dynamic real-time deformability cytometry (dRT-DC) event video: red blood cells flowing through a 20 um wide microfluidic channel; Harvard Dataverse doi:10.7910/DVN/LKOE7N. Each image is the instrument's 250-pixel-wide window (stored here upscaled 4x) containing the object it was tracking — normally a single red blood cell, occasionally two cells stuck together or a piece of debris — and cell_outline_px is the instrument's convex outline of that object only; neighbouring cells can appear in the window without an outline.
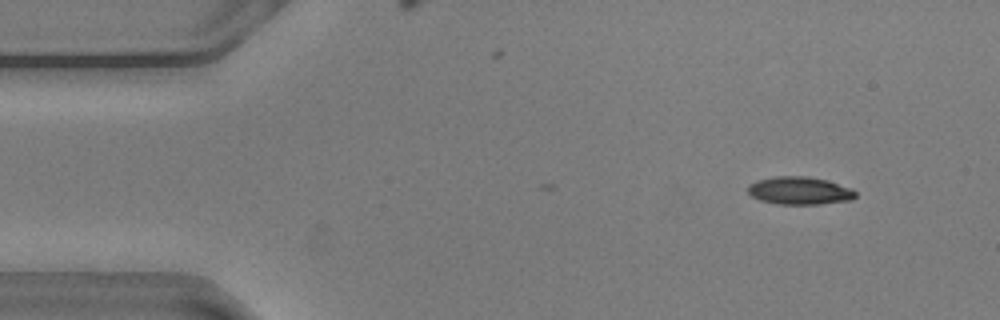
{"species": "common noctule bat (a hibernating species)", "species_latin": "Nyctalus noctula", "temperature_condition": "warm", "stored_images_in_passage": 3, "camera_frame_rate_fps": 3000, "um_per_image_px": 0.085, "animal": {"sex": "male", "body_mass_g": 20.5, "forearm_length_mm": 52.5}, "frame": {"image": 1, "passage_image": 3, "time_ms": 0.667, "image_size_px": [1000, 320], "cell_outline_px": [[856, 196], [852, 200], [820, 204], [776, 204], [760, 200], [752, 196], [748, 192], [748, 184], [756, 180], [776, 176], [808, 176], [828, 180], [852, 188], [856, 192]], "centroid_in_image_um": [67.97, 16.2], "position_along_channel_um": 17.0, "area_um2": 17.63}}